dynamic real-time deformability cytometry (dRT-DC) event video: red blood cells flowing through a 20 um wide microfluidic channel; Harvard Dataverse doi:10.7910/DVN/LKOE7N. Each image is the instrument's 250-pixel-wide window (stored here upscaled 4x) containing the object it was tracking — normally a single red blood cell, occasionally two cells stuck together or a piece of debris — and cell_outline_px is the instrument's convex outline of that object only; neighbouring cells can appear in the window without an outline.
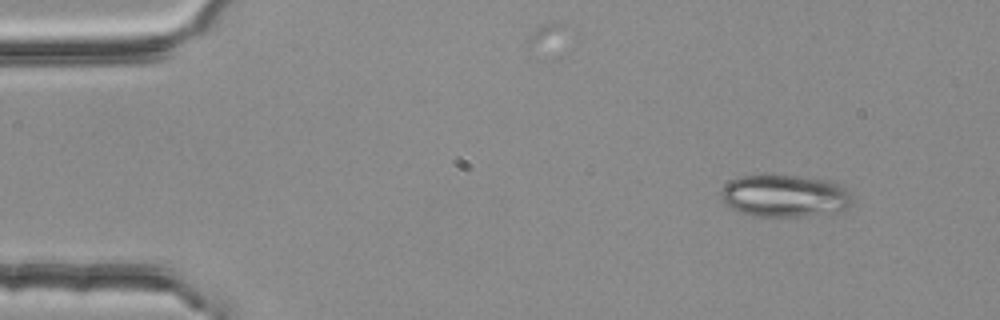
{"species": "common noctule bat (a hibernating species)", "species_latin": "Nyctalus noctula", "temperature_condition": "room temperature", "stored_images_in_passage": 3, "camera_frame_rate_fps": 3000, "um_per_image_px": 0.085, "animal": {"sex": "female", "body_mass_g": 25.1}, "frame": {"image": 1, "passage_image": 1, "time_ms": 0.0, "image_size_px": [1000, 320], "cell_outline_px": [[852, 204], [844, 208], [804, 216], [752, 216], [740, 212], [724, 204], [720, 200], [720, 192], [732, 180], [740, 176], [796, 176], [828, 180], [840, 184], [852, 192]], "centroid_in_image_um": [66.68, 16.65], "position_along_channel_um": 18.3, "area_um2": 31.91}}